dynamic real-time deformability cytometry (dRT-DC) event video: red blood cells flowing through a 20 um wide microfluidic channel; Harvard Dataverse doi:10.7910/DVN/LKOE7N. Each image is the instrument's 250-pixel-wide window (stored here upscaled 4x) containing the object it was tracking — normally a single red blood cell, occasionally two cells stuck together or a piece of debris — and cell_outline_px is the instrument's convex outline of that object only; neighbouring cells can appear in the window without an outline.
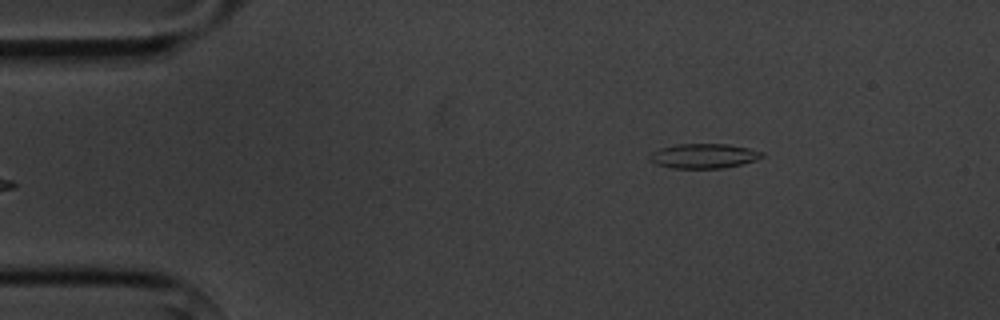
{"species": "common noctule bat (a hibernating species)", "species_latin": "Nyctalus noctula", "temperature_condition": "cold", "stored_images_in_passage": 5, "camera_frame_rate_fps": 3000, "um_per_image_px": 0.085, "animal": {"sex": "male", "body_mass_g": 20.1, "forearm_length_mm": 53.5}, "frame": {"image": 1, "passage_image": 5, "time_ms": 5.333, "image_size_px": [1000, 320], "cell_outline_px": [[764, 156], [756, 160], [740, 164], [720, 168], [672, 168], [656, 164], [648, 160], [648, 156], [652, 152], [660, 148], [676, 144], [728, 144], [748, 148], [764, 152]], "centroid_in_image_um": [59.79, 13.25], "position_along_channel_um": 25.2, "area_um2": 16.13}}